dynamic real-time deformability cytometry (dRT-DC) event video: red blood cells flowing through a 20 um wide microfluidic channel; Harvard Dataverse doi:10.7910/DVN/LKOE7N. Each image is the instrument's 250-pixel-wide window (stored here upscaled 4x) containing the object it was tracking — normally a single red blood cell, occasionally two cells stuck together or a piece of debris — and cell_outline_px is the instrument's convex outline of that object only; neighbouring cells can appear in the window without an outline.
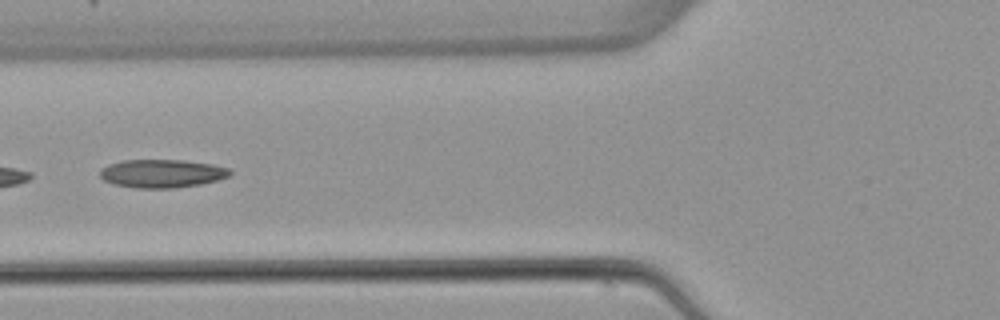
{"species": "common noctule bat (a hibernating species)", "species_latin": "Nyctalus noctula", "temperature_condition": "warm", "stored_images_in_passage": 6, "camera_frame_rate_fps": 3000, "um_per_image_px": 0.085, "animal": {"sex": "female", "body_mass_g": 22.7, "forearm_length_mm": 54.2}, "frame": {"image": 1, "passage_image": 6, "time_ms": 6.0, "image_size_px": [1000, 320], "cell_outline_px": [[232, 172], [228, 176], [216, 180], [200, 184], [176, 188], [136, 188], [116, 184], [104, 180], [100, 176], [100, 168], [108, 164], [124, 160], [184, 160], [212, 164], [228, 168]], "centroid_in_image_um": [13.75, 14.74], "position_along_channel_um": 112.1, "area_um2": 21.33}}